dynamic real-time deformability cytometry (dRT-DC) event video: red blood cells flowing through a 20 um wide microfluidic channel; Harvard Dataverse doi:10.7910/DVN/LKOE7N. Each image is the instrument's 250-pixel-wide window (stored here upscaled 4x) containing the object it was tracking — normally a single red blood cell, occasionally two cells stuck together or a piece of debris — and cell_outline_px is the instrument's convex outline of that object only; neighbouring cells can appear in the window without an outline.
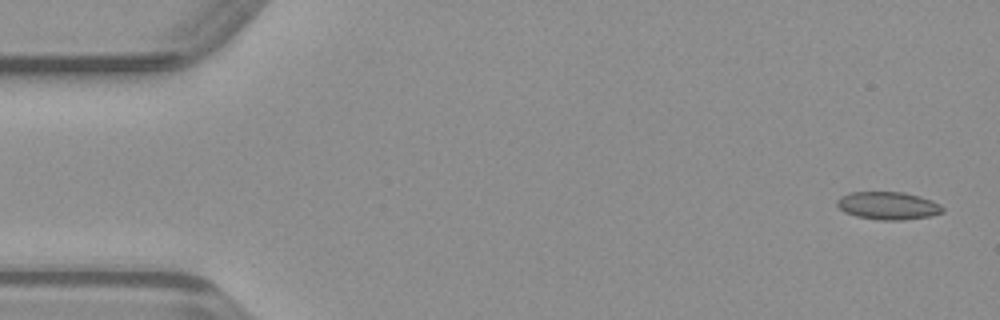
{"species": "common noctule bat (a hibernating species)", "species_latin": "Nyctalus noctula", "temperature_condition": "warm", "stored_images_in_passage": 48, "camera_frame_rate_fps": 3000, "um_per_image_px": 0.085, "animal": {"sex": "male", "body_mass_g": 23.1, "forearm_length_mm": 52.7}, "frame": {"image": 1, "passage_image": 2, "time_ms": 0.333, "image_size_px": [1000, 320], "cell_outline_px": [[944, 212], [932, 216], [904, 220], [880, 220], [856, 216], [844, 212], [836, 204], [836, 200], [840, 196], [848, 192], [904, 192], [920, 196], [932, 200], [940, 204], [944, 208]], "centroid_in_image_um": [75.5, 17.48], "position_along_channel_um": 9.5, "area_um2": 17.34}}
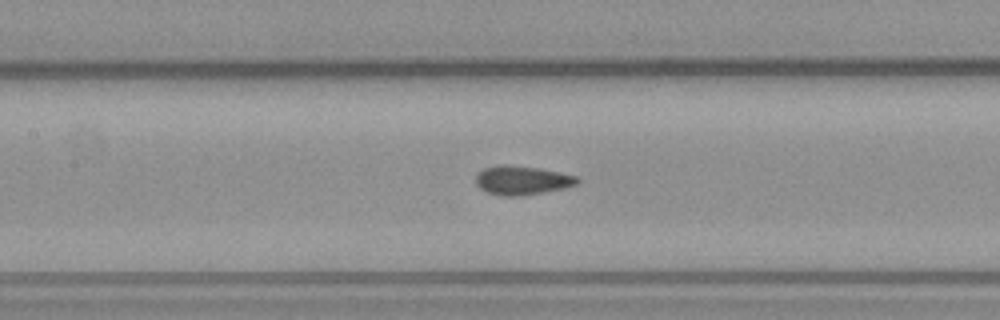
{"frame": {"image": 2, "passage_image": 22, "time_ms": 7.0, "image_size_px": [1000, 320], "cell_outline_px": [[580, 180], [576, 184], [564, 188], [544, 192], [520, 196], [500, 196], [488, 192], [480, 188], [476, 184], [476, 176], [484, 168], [500, 164], [504, 164], [536, 168], [576, 176]], "centroid_in_image_um": [44.34, 15.33], "position_along_channel_um": 163.1, "area_um2": 16.88}}
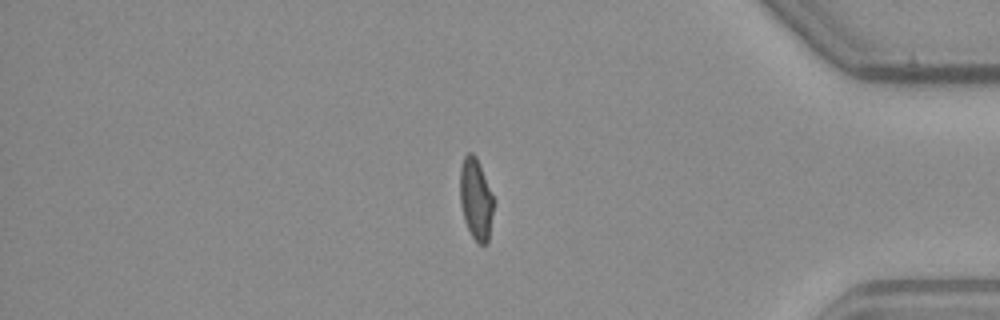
{"frame": {"image": 3, "passage_image": 41, "time_ms": 13.333, "image_size_px": [1000, 320], "cell_outline_px": [[492, 212], [488, 240], [484, 244], [476, 244], [464, 220], [460, 204], [460, 168], [464, 156], [468, 152], [472, 152], [476, 156], [492, 196]], "centroid_in_image_um": [40.4, 16.92], "position_along_channel_um": 394.8, "area_um2": 15.55}}